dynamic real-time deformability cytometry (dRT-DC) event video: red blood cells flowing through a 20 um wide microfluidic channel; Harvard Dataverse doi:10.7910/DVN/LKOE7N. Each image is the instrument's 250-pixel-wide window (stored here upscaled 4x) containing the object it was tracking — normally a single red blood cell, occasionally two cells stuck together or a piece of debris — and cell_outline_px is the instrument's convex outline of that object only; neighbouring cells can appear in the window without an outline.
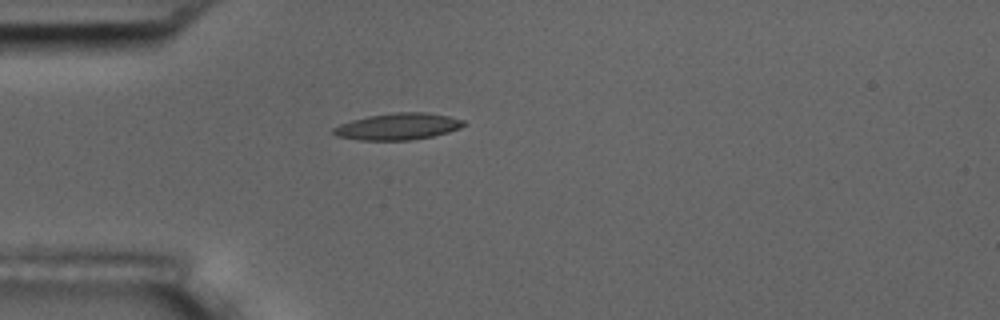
{"species": "common noctule bat (a hibernating species)", "species_latin": "Nyctalus noctula", "temperature_condition": "room temperature", "stored_images_in_passage": 1, "camera_frame_rate_fps": 3000, "um_per_image_px": 0.085, "animal": {"sex": "male", "body_mass_g": 17.5, "forearm_length_mm": 52.3}, "frame": {"image": 1, "passage_image": 1, "time_ms": 0.0, "image_size_px": [1000, 320], "cell_outline_px": [[464, 124], [460, 128], [448, 132], [432, 136], [408, 140], [360, 140], [336, 136], [332, 132], [332, 128], [340, 124], [352, 120], [368, 116], [396, 112], [424, 112], [448, 116], [464, 120]], "centroid_in_image_um": [33.8, 10.75], "position_along_channel_um": 51.2, "area_um2": 20.06}}